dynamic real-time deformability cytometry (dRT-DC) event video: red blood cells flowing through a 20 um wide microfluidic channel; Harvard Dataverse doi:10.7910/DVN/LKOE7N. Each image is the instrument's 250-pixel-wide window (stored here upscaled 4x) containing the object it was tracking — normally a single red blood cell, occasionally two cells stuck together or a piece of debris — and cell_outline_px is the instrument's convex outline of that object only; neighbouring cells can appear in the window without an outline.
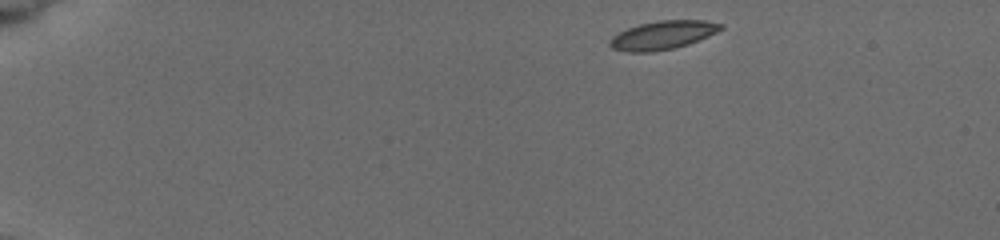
{"species": "common noctule bat (a hibernating species)", "species_latin": "Nyctalus noctula", "temperature_condition": "cold", "stored_images_in_passage": 31, "camera_frame_rate_fps": 3000, "um_per_image_px": 0.085, "animal": {"sex": "female", "body_mass_g": 19.5, "forearm_length_mm": 54.1}, "frame": {"image": 1, "passage_image": 1, "time_ms": 0.0, "image_size_px": [1000, 240], "cell_outline_px": [[724, 28], [708, 36], [688, 44], [676, 48], [652, 52], [628, 52], [612, 48], [608, 44], [608, 40], [612, 36], [628, 28], [640, 24], [660, 20], [704, 20], [724, 24]], "centroid_in_image_um": [56.33, 2.99], "position_along_channel_um": 28.7, "area_um2": 18.5}}
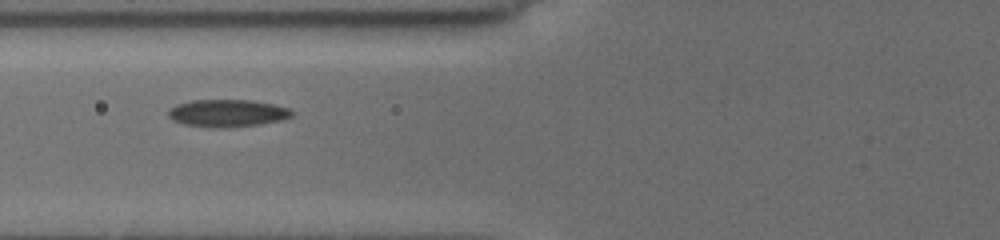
{"frame": {"image": 2, "passage_image": 19, "time_ms": 4.667, "image_size_px": [1000, 240], "cell_outline_px": [[292, 116], [284, 120], [260, 124], [224, 128], [212, 128], [184, 124], [172, 120], [168, 116], [168, 108], [176, 104], [192, 100], [252, 100], [276, 104], [288, 108], [292, 112]], "centroid_in_image_um": [19.32, 9.62], "position_along_channel_um": 106.5, "area_um2": 20.0}}
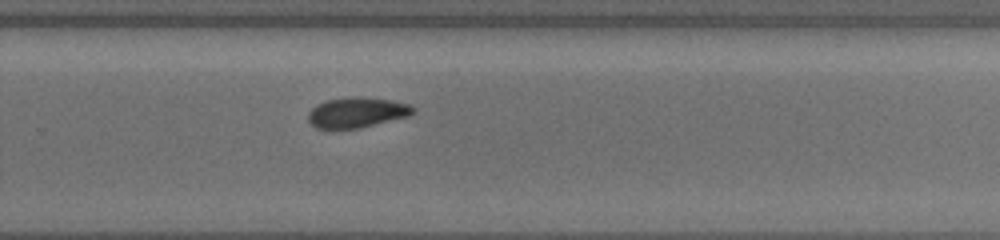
{"frame": {"image": 3, "passage_image": 31, "time_ms": 9.667, "image_size_px": [1000, 240], "cell_outline_px": [[416, 108], [408, 116], [360, 128], [316, 128], [308, 120], [308, 112], [316, 104], [328, 100], [352, 96], [356, 96], [388, 100], [408, 104]], "centroid_in_image_um": [30.3, 9.56], "position_along_channel_um": 299.5, "area_um2": 18.26}}